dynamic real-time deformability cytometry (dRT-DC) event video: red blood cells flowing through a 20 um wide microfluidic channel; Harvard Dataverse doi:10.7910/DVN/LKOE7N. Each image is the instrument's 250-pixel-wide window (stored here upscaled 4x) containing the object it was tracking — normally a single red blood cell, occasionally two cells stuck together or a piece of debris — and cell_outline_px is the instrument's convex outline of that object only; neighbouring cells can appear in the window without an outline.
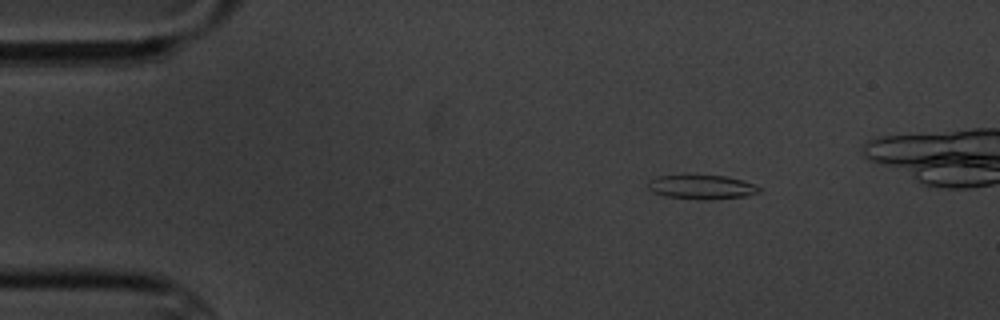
{"species": "common noctule bat (a hibernating species)", "species_latin": "Nyctalus noctula", "temperature_condition": "cold", "stored_images_in_passage": 5, "camera_frame_rate_fps": 3000, "um_per_image_px": 0.085, "animal": {"sex": "male", "body_mass_g": 20.1, "forearm_length_mm": 53.5}, "frame": {"image": 1, "passage_image": 2, "time_ms": 1.0, "image_size_px": [1000, 320], "cell_outline_px": [[764, 188], [760, 192], [744, 196], [712, 200], [704, 200], [664, 196], [652, 192], [648, 188], [648, 180], [656, 176], [684, 172], [724, 176], [740, 180]], "centroid_in_image_um": [59.56, 15.85], "position_along_channel_um": 25.4, "area_um2": 16.53}}